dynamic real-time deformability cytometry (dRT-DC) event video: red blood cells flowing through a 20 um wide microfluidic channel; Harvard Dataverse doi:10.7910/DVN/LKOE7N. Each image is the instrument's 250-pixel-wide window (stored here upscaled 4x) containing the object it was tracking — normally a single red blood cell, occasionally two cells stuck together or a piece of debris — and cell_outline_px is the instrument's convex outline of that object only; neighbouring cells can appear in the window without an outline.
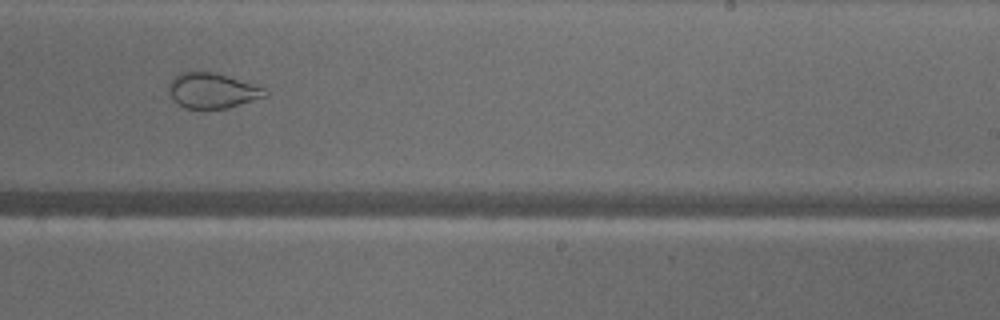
{"species": "common noctule bat (a hibernating species)", "species_latin": "Nyctalus noctula", "temperature_condition": "warm", "stored_images_in_passage": 45, "camera_frame_rate_fps": 3000, "um_per_image_px": 0.085, "animal": {"sex": "male", "body_mass_g": 18.8}, "frame": {"image": 1, "passage_image": 26, "time_ms": 8.333, "image_size_px": [1000, 320], "cell_outline_px": [[268, 96], [228, 108], [188, 108], [180, 104], [168, 92], [168, 84], [172, 76], [180, 72], [216, 72], [256, 84], [264, 88], [268, 92]], "centroid_in_image_um": [18.08, 7.68], "position_along_channel_um": 270.9, "area_um2": 19.88}}
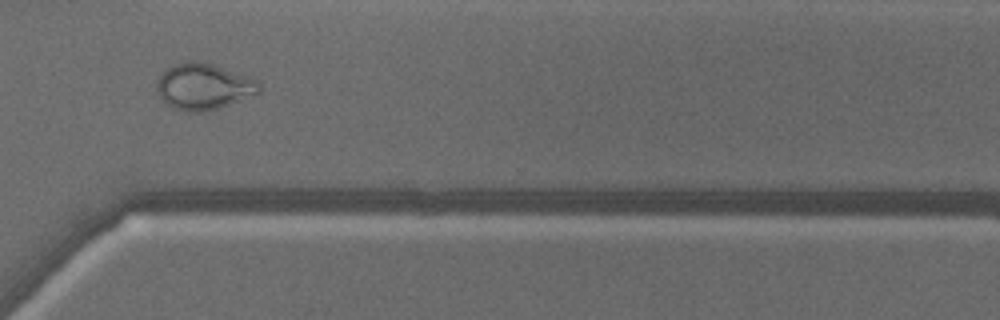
{"frame": {"image": 2, "passage_image": 32, "time_ms": 10.333, "image_size_px": [1000, 320], "cell_outline_px": [[260, 92], [220, 108], [204, 112], [192, 112], [172, 108], [160, 96], [156, 88], [156, 80], [164, 68], [172, 64], [184, 60], [196, 60], [212, 64], [260, 80]], "centroid_in_image_um": [17.28, 7.33], "position_along_channel_um": 353.3, "area_um2": 27.92}}